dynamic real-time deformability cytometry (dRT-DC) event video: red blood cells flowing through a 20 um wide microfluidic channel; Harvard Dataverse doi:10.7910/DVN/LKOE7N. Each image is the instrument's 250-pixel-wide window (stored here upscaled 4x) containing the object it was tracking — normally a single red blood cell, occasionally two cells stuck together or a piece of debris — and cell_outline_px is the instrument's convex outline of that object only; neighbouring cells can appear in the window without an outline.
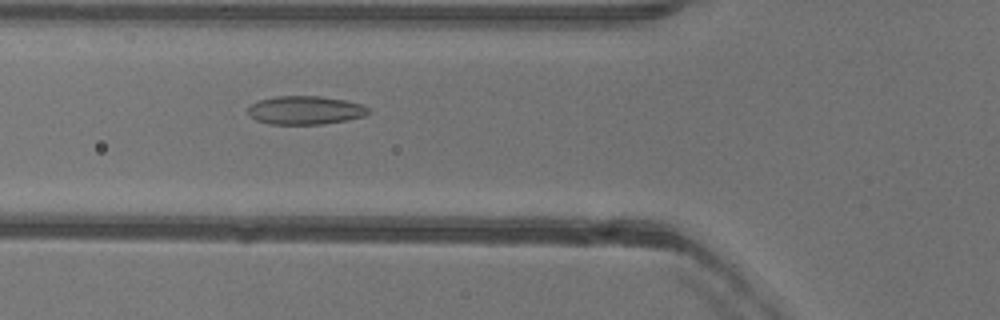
{"species": "common noctule bat (a hibernating species)", "species_latin": "Nyctalus noctula", "temperature_condition": "warm", "stored_images_in_passage": 37, "camera_frame_rate_fps": 3000, "um_per_image_px": 0.085, "animal": {"sex": "female"}, "frame": {"image": 1, "passage_image": 8, "time_ms": 2.333, "image_size_px": [1000, 320], "cell_outline_px": [[372, 112], [364, 116], [348, 120], [320, 124], [272, 124], [256, 120], [248, 112], [248, 108], [252, 104], [260, 100], [276, 96], [320, 96], [344, 100], [360, 104], [368, 108]], "centroid_in_image_um": [25.98, 9.37], "position_along_channel_um": 99.8, "area_um2": 19.83}}
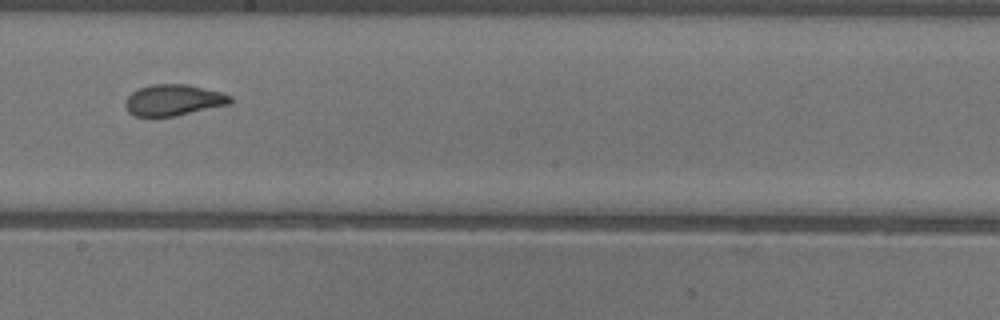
{"frame": {"image": 2, "passage_image": 18, "time_ms": 5.667, "image_size_px": [1000, 320], "cell_outline_px": [[232, 104], [176, 116], [136, 116], [128, 112], [124, 104], [124, 100], [132, 92], [140, 88], [152, 84], [188, 84], [220, 92], [232, 96]], "centroid_in_image_um": [14.76, 8.51], "position_along_channel_um": 233.4, "area_um2": 19.19}}
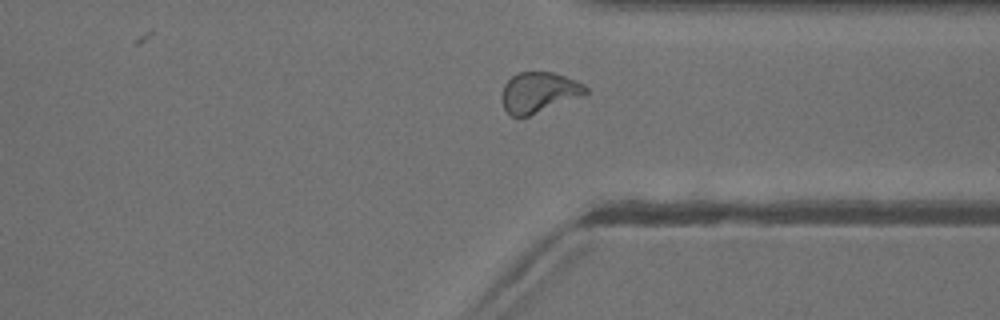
{"frame": {"image": 3, "passage_image": 28, "time_ms": 9.0, "image_size_px": [1000, 320], "cell_outline_px": [[588, 92], [584, 96], [528, 116], [512, 116], [504, 108], [500, 96], [504, 84], [516, 72], [552, 72], [564, 76], [584, 84], [588, 88]], "centroid_in_image_um": [45.8, 7.85], "position_along_channel_um": 365.6, "area_um2": 19.88}, "authors_computed_cell_mechanics": {"area_um2": 19.5942, "velocity_mm_per_s": 3.9963, "shape_relaxation_time_tau1_ms": 8.5425, "shape_relaxation_time_tau2_ms": 1.1349, "deformation_change_tau1": 0.207, "deformation_change_tau2": 0.0767}}